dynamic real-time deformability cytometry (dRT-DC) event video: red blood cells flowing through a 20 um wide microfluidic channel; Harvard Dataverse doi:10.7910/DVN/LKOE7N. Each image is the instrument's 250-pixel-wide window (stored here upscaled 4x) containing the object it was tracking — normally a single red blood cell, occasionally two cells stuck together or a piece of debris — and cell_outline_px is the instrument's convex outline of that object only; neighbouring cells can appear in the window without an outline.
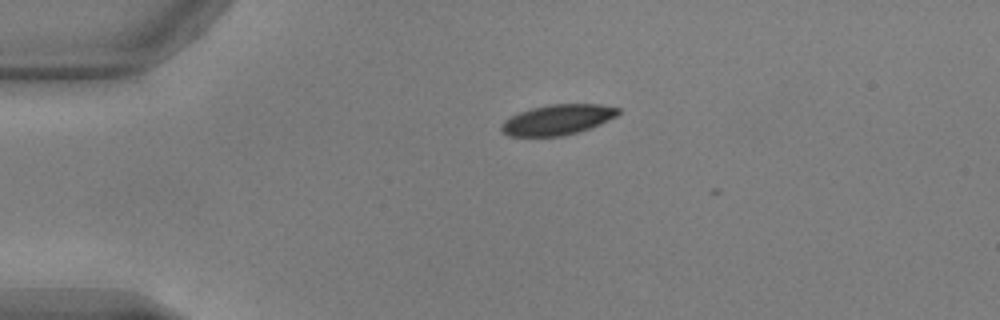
{"species": "common noctule bat (a hibernating species)", "species_latin": "Nyctalus noctula", "temperature_condition": "warm", "stored_images_in_passage": 7, "camera_frame_rate_fps": 3000, "um_per_image_px": 0.085, "animal": {"sex": "male", "body_mass_g": 17.9, "forearm_length_mm": 54.2}, "frame": {"image": 1, "passage_image": 2, "time_ms": 0.333, "image_size_px": [1000, 320], "cell_outline_px": [[620, 112], [616, 116], [600, 124], [576, 132], [560, 136], [508, 136], [500, 128], [500, 124], [504, 120], [520, 112], [532, 108], [548, 104], [600, 104], [620, 108]], "centroid_in_image_um": [47.38, 10.16], "position_along_channel_um": 37.6, "area_um2": 20.46}}